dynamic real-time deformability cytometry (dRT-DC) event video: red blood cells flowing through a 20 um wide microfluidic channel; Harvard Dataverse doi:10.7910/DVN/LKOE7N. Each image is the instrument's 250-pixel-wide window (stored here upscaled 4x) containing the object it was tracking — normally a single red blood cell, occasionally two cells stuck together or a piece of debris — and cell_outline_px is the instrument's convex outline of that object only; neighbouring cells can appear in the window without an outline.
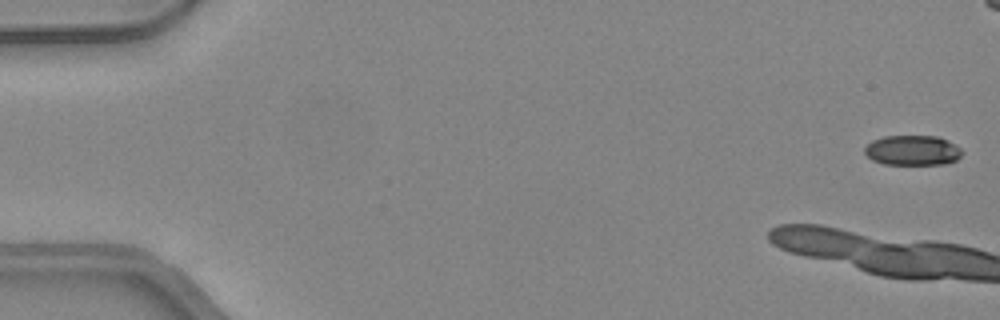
{"species": "common noctule bat (a hibernating species)", "species_latin": "Nyctalus noctula", "temperature_condition": "warm", "stored_images_in_passage": 11, "camera_frame_rate_fps": 3000, "um_per_image_px": 0.085, "animal": {"sex": "female", "body_mass_g": 24.6, "forearm_length_mm": 56.2}, "frame": {"image": 1, "passage_image": 1, "time_ms": 0.0, "image_size_px": [1000, 320], "cell_outline_px": [[964, 152], [956, 160], [944, 164], [884, 164], [872, 160], [864, 152], [864, 148], [872, 140], [884, 136], [936, 136], [948, 140], [960, 148]], "centroid_in_image_um": [77.57, 12.78], "position_along_channel_um": 7.4, "area_um2": 17.05}}